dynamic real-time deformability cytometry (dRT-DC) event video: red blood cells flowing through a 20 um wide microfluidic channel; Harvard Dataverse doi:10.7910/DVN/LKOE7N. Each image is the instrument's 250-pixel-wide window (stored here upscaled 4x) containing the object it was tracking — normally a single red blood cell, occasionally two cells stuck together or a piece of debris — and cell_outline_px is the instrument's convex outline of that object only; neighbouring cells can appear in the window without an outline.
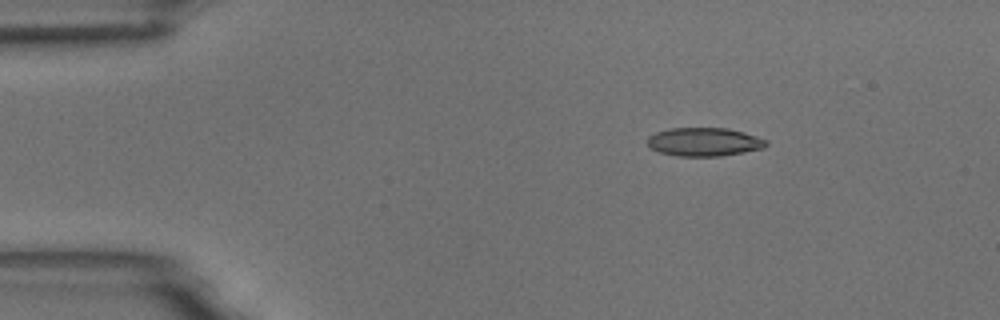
{"species": "common noctule bat (a hibernating species)", "species_latin": "Nyctalus noctula", "temperature_condition": "room temperature", "stored_images_in_passage": 3, "camera_frame_rate_fps": 3000, "um_per_image_px": 0.085, "animal": {"sex": "male", "body_mass_g": 18.8}, "frame": {"image": 1, "passage_image": 1, "time_ms": 0.0, "image_size_px": [1000, 320], "cell_outline_px": [[768, 144], [764, 148], [744, 152], [720, 156], [676, 156], [660, 152], [652, 148], [648, 144], [648, 136], [656, 132], [672, 128], [728, 128], [744, 132], [768, 140]], "centroid_in_image_um": [59.88, 12.06], "position_along_channel_um": 25.1, "area_um2": 19.71}}